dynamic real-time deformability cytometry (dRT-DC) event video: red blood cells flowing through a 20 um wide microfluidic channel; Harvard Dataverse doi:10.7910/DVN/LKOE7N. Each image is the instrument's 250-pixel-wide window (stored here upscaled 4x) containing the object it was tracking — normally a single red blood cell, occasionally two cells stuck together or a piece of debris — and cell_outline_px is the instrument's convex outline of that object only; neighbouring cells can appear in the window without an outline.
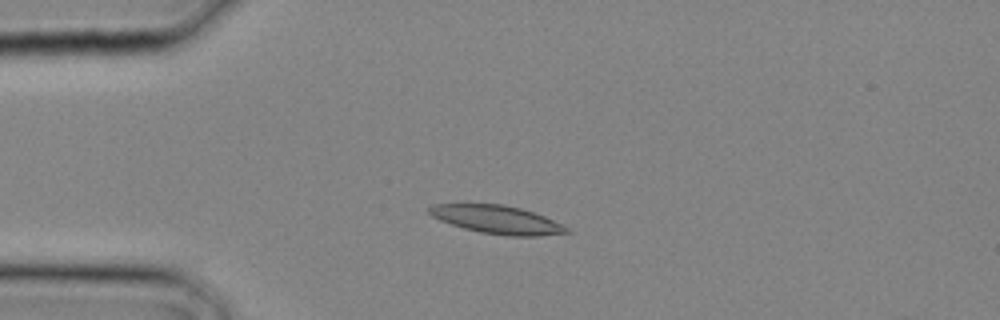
{"species": "common noctule bat (a hibernating species)", "species_latin": "Nyctalus noctula", "temperature_condition": "cold", "stored_images_in_passage": 12, "camera_frame_rate_fps": 3000, "um_per_image_px": 0.085, "animal": {"sex": "male", "body_mass_g": 20.4}, "frame": {"image": 1, "passage_image": 5, "time_ms": 1.333, "image_size_px": [1000, 320], "cell_outline_px": [[572, 232], [540, 236], [508, 236], [480, 232], [464, 228], [440, 220], [432, 216], [428, 212], [428, 208], [432, 204], [504, 204], [520, 208], [544, 216], [568, 228]], "centroid_in_image_um": [42.24, 18.67], "position_along_channel_um": 42.8, "area_um2": 22.43}}
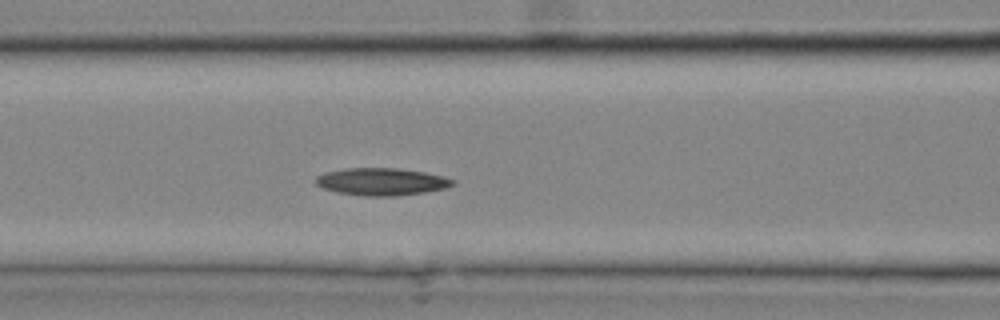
{"frame": {"image": 2, "passage_image": 10, "time_ms": 3.0, "image_size_px": [1000, 320], "cell_outline_px": [[456, 180], [452, 184], [444, 188], [424, 192], [396, 196], [364, 196], [336, 192], [324, 188], [316, 184], [316, 176], [324, 172], [344, 168], [396, 168], [424, 172], [444, 176]], "centroid_in_image_um": [32.4, 15.44], "position_along_channel_um": 134.2, "area_um2": 21.79}}
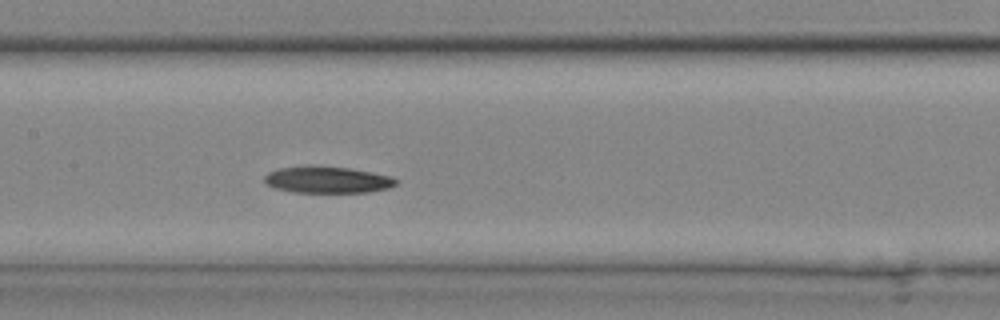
{"frame": {"image": 3, "passage_image": 12, "time_ms": 3.667, "image_size_px": [1000, 320], "cell_outline_px": [[400, 180], [396, 184], [388, 188], [368, 192], [292, 192], [276, 188], [268, 184], [264, 180], [264, 176], [268, 172], [280, 168], [308, 164], [312, 164], [352, 168], [392, 176]], "centroid_in_image_um": [27.85, 15.25], "position_along_channel_um": 179.6, "area_um2": 20.81}}